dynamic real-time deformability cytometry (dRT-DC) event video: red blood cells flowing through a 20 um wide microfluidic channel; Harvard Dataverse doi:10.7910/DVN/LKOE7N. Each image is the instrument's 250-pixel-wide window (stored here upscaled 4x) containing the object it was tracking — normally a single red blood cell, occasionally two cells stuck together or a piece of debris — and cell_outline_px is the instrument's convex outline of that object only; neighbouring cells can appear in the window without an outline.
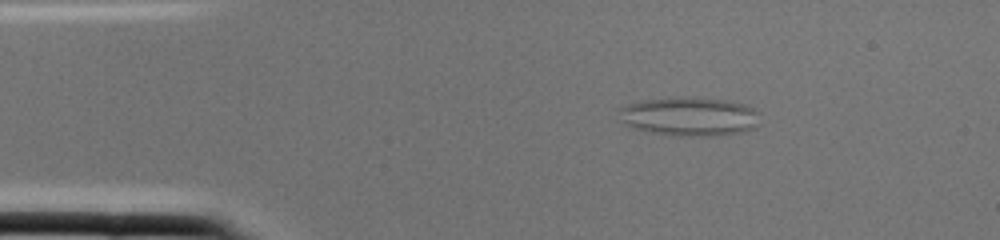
{"species": "common noctule bat (a hibernating species)", "species_latin": "Nyctalus noctula", "temperature_condition": "cold", "stored_images_in_passage": 1, "camera_frame_rate_fps": 3000, "um_per_image_px": 0.085, "animal": {"sex": "female", "body_mass_g": 22.0, "forearm_length_mm": 56.7}, "frame": {"image": 1, "passage_image": 1, "time_ms": 0.0, "image_size_px": [1000, 240], "cell_outline_px": [[760, 124], [756, 128], [744, 132], [716, 136], [676, 136], [648, 132], [632, 128], [624, 124], [620, 120], [620, 108], [628, 104], [644, 100], [680, 96], [688, 96], [728, 100], [744, 104], [752, 108], [756, 112]], "centroid_in_image_um": [58.62, 9.91], "position_along_channel_um": 26.4, "area_um2": 32.48}}